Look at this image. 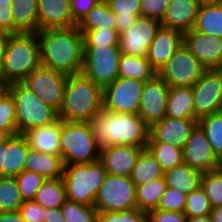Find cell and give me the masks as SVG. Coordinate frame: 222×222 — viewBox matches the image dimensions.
<instances>
[{
	"instance_id": "cell-1",
	"label": "cell",
	"mask_w": 222,
	"mask_h": 222,
	"mask_svg": "<svg viewBox=\"0 0 222 222\" xmlns=\"http://www.w3.org/2000/svg\"><path fill=\"white\" fill-rule=\"evenodd\" d=\"M41 65L66 75L80 73L84 63V38L77 26L35 33Z\"/></svg>"
},
{
	"instance_id": "cell-2",
	"label": "cell",
	"mask_w": 222,
	"mask_h": 222,
	"mask_svg": "<svg viewBox=\"0 0 222 222\" xmlns=\"http://www.w3.org/2000/svg\"><path fill=\"white\" fill-rule=\"evenodd\" d=\"M88 124L95 144L100 149L112 145L147 148L150 127L138 114H122L102 109Z\"/></svg>"
},
{
	"instance_id": "cell-3",
	"label": "cell",
	"mask_w": 222,
	"mask_h": 222,
	"mask_svg": "<svg viewBox=\"0 0 222 222\" xmlns=\"http://www.w3.org/2000/svg\"><path fill=\"white\" fill-rule=\"evenodd\" d=\"M103 109V89L82 72L68 75L58 117L68 122H88Z\"/></svg>"
},
{
	"instance_id": "cell-4",
	"label": "cell",
	"mask_w": 222,
	"mask_h": 222,
	"mask_svg": "<svg viewBox=\"0 0 222 222\" xmlns=\"http://www.w3.org/2000/svg\"><path fill=\"white\" fill-rule=\"evenodd\" d=\"M41 65L38 36L35 33L10 34L5 51L2 82H22Z\"/></svg>"
},
{
	"instance_id": "cell-5",
	"label": "cell",
	"mask_w": 222,
	"mask_h": 222,
	"mask_svg": "<svg viewBox=\"0 0 222 222\" xmlns=\"http://www.w3.org/2000/svg\"><path fill=\"white\" fill-rule=\"evenodd\" d=\"M107 172L100 160L86 164L64 165L63 182L68 200L94 206L99 187Z\"/></svg>"
},
{
	"instance_id": "cell-6",
	"label": "cell",
	"mask_w": 222,
	"mask_h": 222,
	"mask_svg": "<svg viewBox=\"0 0 222 222\" xmlns=\"http://www.w3.org/2000/svg\"><path fill=\"white\" fill-rule=\"evenodd\" d=\"M7 91L15 102L17 134H22L28 129L48 125L59 118L56 109L42 102L22 82L8 84Z\"/></svg>"
},
{
	"instance_id": "cell-7",
	"label": "cell",
	"mask_w": 222,
	"mask_h": 222,
	"mask_svg": "<svg viewBox=\"0 0 222 222\" xmlns=\"http://www.w3.org/2000/svg\"><path fill=\"white\" fill-rule=\"evenodd\" d=\"M60 144L64 165L86 164L100 160V148L95 144L88 122L62 120Z\"/></svg>"
},
{
	"instance_id": "cell-8",
	"label": "cell",
	"mask_w": 222,
	"mask_h": 222,
	"mask_svg": "<svg viewBox=\"0 0 222 222\" xmlns=\"http://www.w3.org/2000/svg\"><path fill=\"white\" fill-rule=\"evenodd\" d=\"M119 46H84L82 73L104 89L119 77Z\"/></svg>"
},
{
	"instance_id": "cell-9",
	"label": "cell",
	"mask_w": 222,
	"mask_h": 222,
	"mask_svg": "<svg viewBox=\"0 0 222 222\" xmlns=\"http://www.w3.org/2000/svg\"><path fill=\"white\" fill-rule=\"evenodd\" d=\"M98 212H121L136 206V185L127 176L107 174L94 201Z\"/></svg>"
},
{
	"instance_id": "cell-10",
	"label": "cell",
	"mask_w": 222,
	"mask_h": 222,
	"mask_svg": "<svg viewBox=\"0 0 222 222\" xmlns=\"http://www.w3.org/2000/svg\"><path fill=\"white\" fill-rule=\"evenodd\" d=\"M206 68L182 44L157 74L169 87L192 88Z\"/></svg>"
},
{
	"instance_id": "cell-11",
	"label": "cell",
	"mask_w": 222,
	"mask_h": 222,
	"mask_svg": "<svg viewBox=\"0 0 222 222\" xmlns=\"http://www.w3.org/2000/svg\"><path fill=\"white\" fill-rule=\"evenodd\" d=\"M144 82L118 77L103 89V109L122 114H138Z\"/></svg>"
},
{
	"instance_id": "cell-12",
	"label": "cell",
	"mask_w": 222,
	"mask_h": 222,
	"mask_svg": "<svg viewBox=\"0 0 222 222\" xmlns=\"http://www.w3.org/2000/svg\"><path fill=\"white\" fill-rule=\"evenodd\" d=\"M68 75L40 65L22 83L42 102L59 111Z\"/></svg>"
},
{
	"instance_id": "cell-13",
	"label": "cell",
	"mask_w": 222,
	"mask_h": 222,
	"mask_svg": "<svg viewBox=\"0 0 222 222\" xmlns=\"http://www.w3.org/2000/svg\"><path fill=\"white\" fill-rule=\"evenodd\" d=\"M192 91L197 120L221 111L222 72L219 69H206L192 87Z\"/></svg>"
},
{
	"instance_id": "cell-14",
	"label": "cell",
	"mask_w": 222,
	"mask_h": 222,
	"mask_svg": "<svg viewBox=\"0 0 222 222\" xmlns=\"http://www.w3.org/2000/svg\"><path fill=\"white\" fill-rule=\"evenodd\" d=\"M168 91L158 74L144 82L138 115L149 127L166 117Z\"/></svg>"
},
{
	"instance_id": "cell-15",
	"label": "cell",
	"mask_w": 222,
	"mask_h": 222,
	"mask_svg": "<svg viewBox=\"0 0 222 222\" xmlns=\"http://www.w3.org/2000/svg\"><path fill=\"white\" fill-rule=\"evenodd\" d=\"M160 22L147 17H138L124 33L119 35V47L123 54L147 57L148 49Z\"/></svg>"
},
{
	"instance_id": "cell-16",
	"label": "cell",
	"mask_w": 222,
	"mask_h": 222,
	"mask_svg": "<svg viewBox=\"0 0 222 222\" xmlns=\"http://www.w3.org/2000/svg\"><path fill=\"white\" fill-rule=\"evenodd\" d=\"M183 163L202 173L215 171L218 166V157L199 125L194 128L185 143Z\"/></svg>"
},
{
	"instance_id": "cell-17",
	"label": "cell",
	"mask_w": 222,
	"mask_h": 222,
	"mask_svg": "<svg viewBox=\"0 0 222 222\" xmlns=\"http://www.w3.org/2000/svg\"><path fill=\"white\" fill-rule=\"evenodd\" d=\"M183 44L206 69L221 67L222 38L209 36L192 29L183 33Z\"/></svg>"
},
{
	"instance_id": "cell-18",
	"label": "cell",
	"mask_w": 222,
	"mask_h": 222,
	"mask_svg": "<svg viewBox=\"0 0 222 222\" xmlns=\"http://www.w3.org/2000/svg\"><path fill=\"white\" fill-rule=\"evenodd\" d=\"M197 125V119L164 117L150 127L148 142H163L183 149L191 132Z\"/></svg>"
},
{
	"instance_id": "cell-19",
	"label": "cell",
	"mask_w": 222,
	"mask_h": 222,
	"mask_svg": "<svg viewBox=\"0 0 222 222\" xmlns=\"http://www.w3.org/2000/svg\"><path fill=\"white\" fill-rule=\"evenodd\" d=\"M183 44V33L160 26L155 33L154 39L151 42L147 60L151 66L158 72L169 59L173 56L175 51Z\"/></svg>"
},
{
	"instance_id": "cell-20",
	"label": "cell",
	"mask_w": 222,
	"mask_h": 222,
	"mask_svg": "<svg viewBox=\"0 0 222 222\" xmlns=\"http://www.w3.org/2000/svg\"><path fill=\"white\" fill-rule=\"evenodd\" d=\"M144 148L112 145L100 149V161L107 174L130 177L138 155Z\"/></svg>"
},
{
	"instance_id": "cell-21",
	"label": "cell",
	"mask_w": 222,
	"mask_h": 222,
	"mask_svg": "<svg viewBox=\"0 0 222 222\" xmlns=\"http://www.w3.org/2000/svg\"><path fill=\"white\" fill-rule=\"evenodd\" d=\"M39 31L77 26L70 0H37Z\"/></svg>"
},
{
	"instance_id": "cell-22",
	"label": "cell",
	"mask_w": 222,
	"mask_h": 222,
	"mask_svg": "<svg viewBox=\"0 0 222 222\" xmlns=\"http://www.w3.org/2000/svg\"><path fill=\"white\" fill-rule=\"evenodd\" d=\"M201 0H170L161 26L182 33L194 28Z\"/></svg>"
},
{
	"instance_id": "cell-23",
	"label": "cell",
	"mask_w": 222,
	"mask_h": 222,
	"mask_svg": "<svg viewBox=\"0 0 222 222\" xmlns=\"http://www.w3.org/2000/svg\"><path fill=\"white\" fill-rule=\"evenodd\" d=\"M61 128L62 120L58 118L48 125L28 129L22 135L31 149L42 153L61 155Z\"/></svg>"
},
{
	"instance_id": "cell-24",
	"label": "cell",
	"mask_w": 222,
	"mask_h": 222,
	"mask_svg": "<svg viewBox=\"0 0 222 222\" xmlns=\"http://www.w3.org/2000/svg\"><path fill=\"white\" fill-rule=\"evenodd\" d=\"M29 146L22 134L12 135L3 152V176L16 177L25 170Z\"/></svg>"
},
{
	"instance_id": "cell-25",
	"label": "cell",
	"mask_w": 222,
	"mask_h": 222,
	"mask_svg": "<svg viewBox=\"0 0 222 222\" xmlns=\"http://www.w3.org/2000/svg\"><path fill=\"white\" fill-rule=\"evenodd\" d=\"M64 164L61 155L42 153L29 148L25 170L35 172L45 179L63 177Z\"/></svg>"
},
{
	"instance_id": "cell-26",
	"label": "cell",
	"mask_w": 222,
	"mask_h": 222,
	"mask_svg": "<svg viewBox=\"0 0 222 222\" xmlns=\"http://www.w3.org/2000/svg\"><path fill=\"white\" fill-rule=\"evenodd\" d=\"M14 34L39 31L37 0H11Z\"/></svg>"
},
{
	"instance_id": "cell-27",
	"label": "cell",
	"mask_w": 222,
	"mask_h": 222,
	"mask_svg": "<svg viewBox=\"0 0 222 222\" xmlns=\"http://www.w3.org/2000/svg\"><path fill=\"white\" fill-rule=\"evenodd\" d=\"M166 117L177 119H196L192 88L169 87Z\"/></svg>"
},
{
	"instance_id": "cell-28",
	"label": "cell",
	"mask_w": 222,
	"mask_h": 222,
	"mask_svg": "<svg viewBox=\"0 0 222 222\" xmlns=\"http://www.w3.org/2000/svg\"><path fill=\"white\" fill-rule=\"evenodd\" d=\"M193 30L222 38V2H201Z\"/></svg>"
},
{
	"instance_id": "cell-29",
	"label": "cell",
	"mask_w": 222,
	"mask_h": 222,
	"mask_svg": "<svg viewBox=\"0 0 222 222\" xmlns=\"http://www.w3.org/2000/svg\"><path fill=\"white\" fill-rule=\"evenodd\" d=\"M202 175V172L190 168L185 163L175 166L163 174L168 188L186 195L200 187Z\"/></svg>"
},
{
	"instance_id": "cell-30",
	"label": "cell",
	"mask_w": 222,
	"mask_h": 222,
	"mask_svg": "<svg viewBox=\"0 0 222 222\" xmlns=\"http://www.w3.org/2000/svg\"><path fill=\"white\" fill-rule=\"evenodd\" d=\"M80 32H89L99 28L117 30L116 16L105 0H101L77 24Z\"/></svg>"
},
{
	"instance_id": "cell-31",
	"label": "cell",
	"mask_w": 222,
	"mask_h": 222,
	"mask_svg": "<svg viewBox=\"0 0 222 222\" xmlns=\"http://www.w3.org/2000/svg\"><path fill=\"white\" fill-rule=\"evenodd\" d=\"M119 77L132 78L140 81L152 79L157 71L151 66L147 57L121 54L118 67Z\"/></svg>"
},
{
	"instance_id": "cell-32",
	"label": "cell",
	"mask_w": 222,
	"mask_h": 222,
	"mask_svg": "<svg viewBox=\"0 0 222 222\" xmlns=\"http://www.w3.org/2000/svg\"><path fill=\"white\" fill-rule=\"evenodd\" d=\"M163 174L164 172L162 171L160 164L146 148L138 155L136 163L132 168L130 179L136 186H139L163 177Z\"/></svg>"
},
{
	"instance_id": "cell-33",
	"label": "cell",
	"mask_w": 222,
	"mask_h": 222,
	"mask_svg": "<svg viewBox=\"0 0 222 222\" xmlns=\"http://www.w3.org/2000/svg\"><path fill=\"white\" fill-rule=\"evenodd\" d=\"M167 188L164 176L136 186V206L146 214L157 209L160 198Z\"/></svg>"
},
{
	"instance_id": "cell-34",
	"label": "cell",
	"mask_w": 222,
	"mask_h": 222,
	"mask_svg": "<svg viewBox=\"0 0 222 222\" xmlns=\"http://www.w3.org/2000/svg\"><path fill=\"white\" fill-rule=\"evenodd\" d=\"M116 16L117 33L121 35L138 17H141V0H105Z\"/></svg>"
},
{
	"instance_id": "cell-35",
	"label": "cell",
	"mask_w": 222,
	"mask_h": 222,
	"mask_svg": "<svg viewBox=\"0 0 222 222\" xmlns=\"http://www.w3.org/2000/svg\"><path fill=\"white\" fill-rule=\"evenodd\" d=\"M66 200V190L62 178L46 179L34 198V201L43 208H60Z\"/></svg>"
},
{
	"instance_id": "cell-36",
	"label": "cell",
	"mask_w": 222,
	"mask_h": 222,
	"mask_svg": "<svg viewBox=\"0 0 222 222\" xmlns=\"http://www.w3.org/2000/svg\"><path fill=\"white\" fill-rule=\"evenodd\" d=\"M148 151L156 158L163 172L183 163V149L163 142H148Z\"/></svg>"
},
{
	"instance_id": "cell-37",
	"label": "cell",
	"mask_w": 222,
	"mask_h": 222,
	"mask_svg": "<svg viewBox=\"0 0 222 222\" xmlns=\"http://www.w3.org/2000/svg\"><path fill=\"white\" fill-rule=\"evenodd\" d=\"M24 200L18 189L16 178L0 177V213L19 211Z\"/></svg>"
},
{
	"instance_id": "cell-38",
	"label": "cell",
	"mask_w": 222,
	"mask_h": 222,
	"mask_svg": "<svg viewBox=\"0 0 222 222\" xmlns=\"http://www.w3.org/2000/svg\"><path fill=\"white\" fill-rule=\"evenodd\" d=\"M198 125L205 132L213 152L219 158L222 155V111L202 117L198 120Z\"/></svg>"
},
{
	"instance_id": "cell-39",
	"label": "cell",
	"mask_w": 222,
	"mask_h": 222,
	"mask_svg": "<svg viewBox=\"0 0 222 222\" xmlns=\"http://www.w3.org/2000/svg\"><path fill=\"white\" fill-rule=\"evenodd\" d=\"M65 222H98V211L94 206L66 200L60 207Z\"/></svg>"
},
{
	"instance_id": "cell-40",
	"label": "cell",
	"mask_w": 222,
	"mask_h": 222,
	"mask_svg": "<svg viewBox=\"0 0 222 222\" xmlns=\"http://www.w3.org/2000/svg\"><path fill=\"white\" fill-rule=\"evenodd\" d=\"M0 130L11 136L17 134L15 102L7 90L0 97Z\"/></svg>"
},
{
	"instance_id": "cell-41",
	"label": "cell",
	"mask_w": 222,
	"mask_h": 222,
	"mask_svg": "<svg viewBox=\"0 0 222 222\" xmlns=\"http://www.w3.org/2000/svg\"><path fill=\"white\" fill-rule=\"evenodd\" d=\"M211 208L222 206V178L216 171L205 172L201 178V185Z\"/></svg>"
},
{
	"instance_id": "cell-42",
	"label": "cell",
	"mask_w": 222,
	"mask_h": 222,
	"mask_svg": "<svg viewBox=\"0 0 222 222\" xmlns=\"http://www.w3.org/2000/svg\"><path fill=\"white\" fill-rule=\"evenodd\" d=\"M211 211V205L201 186L187 194L184 211L186 217L204 216L210 214Z\"/></svg>"
},
{
	"instance_id": "cell-43",
	"label": "cell",
	"mask_w": 222,
	"mask_h": 222,
	"mask_svg": "<svg viewBox=\"0 0 222 222\" xmlns=\"http://www.w3.org/2000/svg\"><path fill=\"white\" fill-rule=\"evenodd\" d=\"M15 178L18 184L19 192L24 201L34 200L38 189L46 180L43 176L28 170H24Z\"/></svg>"
},
{
	"instance_id": "cell-44",
	"label": "cell",
	"mask_w": 222,
	"mask_h": 222,
	"mask_svg": "<svg viewBox=\"0 0 222 222\" xmlns=\"http://www.w3.org/2000/svg\"><path fill=\"white\" fill-rule=\"evenodd\" d=\"M81 33L84 38V46H119L117 30L99 28Z\"/></svg>"
},
{
	"instance_id": "cell-45",
	"label": "cell",
	"mask_w": 222,
	"mask_h": 222,
	"mask_svg": "<svg viewBox=\"0 0 222 222\" xmlns=\"http://www.w3.org/2000/svg\"><path fill=\"white\" fill-rule=\"evenodd\" d=\"M186 197V194L167 187L160 198L157 209L184 212L186 208Z\"/></svg>"
},
{
	"instance_id": "cell-46",
	"label": "cell",
	"mask_w": 222,
	"mask_h": 222,
	"mask_svg": "<svg viewBox=\"0 0 222 222\" xmlns=\"http://www.w3.org/2000/svg\"><path fill=\"white\" fill-rule=\"evenodd\" d=\"M98 222H147V214L137 208L121 212H98Z\"/></svg>"
},
{
	"instance_id": "cell-47",
	"label": "cell",
	"mask_w": 222,
	"mask_h": 222,
	"mask_svg": "<svg viewBox=\"0 0 222 222\" xmlns=\"http://www.w3.org/2000/svg\"><path fill=\"white\" fill-rule=\"evenodd\" d=\"M170 0H141V16L161 22Z\"/></svg>"
},
{
	"instance_id": "cell-48",
	"label": "cell",
	"mask_w": 222,
	"mask_h": 222,
	"mask_svg": "<svg viewBox=\"0 0 222 222\" xmlns=\"http://www.w3.org/2000/svg\"><path fill=\"white\" fill-rule=\"evenodd\" d=\"M18 212L28 222H44L45 208L34 200L24 201Z\"/></svg>"
},
{
	"instance_id": "cell-49",
	"label": "cell",
	"mask_w": 222,
	"mask_h": 222,
	"mask_svg": "<svg viewBox=\"0 0 222 222\" xmlns=\"http://www.w3.org/2000/svg\"><path fill=\"white\" fill-rule=\"evenodd\" d=\"M186 220L184 212L155 209L147 213V222H186Z\"/></svg>"
},
{
	"instance_id": "cell-50",
	"label": "cell",
	"mask_w": 222,
	"mask_h": 222,
	"mask_svg": "<svg viewBox=\"0 0 222 222\" xmlns=\"http://www.w3.org/2000/svg\"><path fill=\"white\" fill-rule=\"evenodd\" d=\"M11 0H0V30L14 34V20L11 13Z\"/></svg>"
},
{
	"instance_id": "cell-51",
	"label": "cell",
	"mask_w": 222,
	"mask_h": 222,
	"mask_svg": "<svg viewBox=\"0 0 222 222\" xmlns=\"http://www.w3.org/2000/svg\"><path fill=\"white\" fill-rule=\"evenodd\" d=\"M101 0H71V15L78 24L81 19Z\"/></svg>"
},
{
	"instance_id": "cell-52",
	"label": "cell",
	"mask_w": 222,
	"mask_h": 222,
	"mask_svg": "<svg viewBox=\"0 0 222 222\" xmlns=\"http://www.w3.org/2000/svg\"><path fill=\"white\" fill-rule=\"evenodd\" d=\"M9 33L0 30V81H2V70L5 60V51L9 40Z\"/></svg>"
},
{
	"instance_id": "cell-53",
	"label": "cell",
	"mask_w": 222,
	"mask_h": 222,
	"mask_svg": "<svg viewBox=\"0 0 222 222\" xmlns=\"http://www.w3.org/2000/svg\"><path fill=\"white\" fill-rule=\"evenodd\" d=\"M44 222H65L60 208H45Z\"/></svg>"
},
{
	"instance_id": "cell-54",
	"label": "cell",
	"mask_w": 222,
	"mask_h": 222,
	"mask_svg": "<svg viewBox=\"0 0 222 222\" xmlns=\"http://www.w3.org/2000/svg\"><path fill=\"white\" fill-rule=\"evenodd\" d=\"M0 222H28L20 213L17 212H3L0 213Z\"/></svg>"
},
{
	"instance_id": "cell-55",
	"label": "cell",
	"mask_w": 222,
	"mask_h": 222,
	"mask_svg": "<svg viewBox=\"0 0 222 222\" xmlns=\"http://www.w3.org/2000/svg\"><path fill=\"white\" fill-rule=\"evenodd\" d=\"M209 215L212 222H222V206L213 208Z\"/></svg>"
},
{
	"instance_id": "cell-56",
	"label": "cell",
	"mask_w": 222,
	"mask_h": 222,
	"mask_svg": "<svg viewBox=\"0 0 222 222\" xmlns=\"http://www.w3.org/2000/svg\"><path fill=\"white\" fill-rule=\"evenodd\" d=\"M186 222H212L210 215L198 216V217H187Z\"/></svg>"
},
{
	"instance_id": "cell-57",
	"label": "cell",
	"mask_w": 222,
	"mask_h": 222,
	"mask_svg": "<svg viewBox=\"0 0 222 222\" xmlns=\"http://www.w3.org/2000/svg\"><path fill=\"white\" fill-rule=\"evenodd\" d=\"M11 135L4 130H0V145L5 144Z\"/></svg>"
},
{
	"instance_id": "cell-58",
	"label": "cell",
	"mask_w": 222,
	"mask_h": 222,
	"mask_svg": "<svg viewBox=\"0 0 222 222\" xmlns=\"http://www.w3.org/2000/svg\"><path fill=\"white\" fill-rule=\"evenodd\" d=\"M5 144L0 145V177L3 176V152Z\"/></svg>"
},
{
	"instance_id": "cell-59",
	"label": "cell",
	"mask_w": 222,
	"mask_h": 222,
	"mask_svg": "<svg viewBox=\"0 0 222 222\" xmlns=\"http://www.w3.org/2000/svg\"><path fill=\"white\" fill-rule=\"evenodd\" d=\"M7 90V85L0 81V97L3 95V93Z\"/></svg>"
},
{
	"instance_id": "cell-60",
	"label": "cell",
	"mask_w": 222,
	"mask_h": 222,
	"mask_svg": "<svg viewBox=\"0 0 222 222\" xmlns=\"http://www.w3.org/2000/svg\"><path fill=\"white\" fill-rule=\"evenodd\" d=\"M215 171L220 175V177L222 178V166L221 165H218L216 168H215Z\"/></svg>"
},
{
	"instance_id": "cell-61",
	"label": "cell",
	"mask_w": 222,
	"mask_h": 222,
	"mask_svg": "<svg viewBox=\"0 0 222 222\" xmlns=\"http://www.w3.org/2000/svg\"><path fill=\"white\" fill-rule=\"evenodd\" d=\"M201 2H222V0H201Z\"/></svg>"
},
{
	"instance_id": "cell-62",
	"label": "cell",
	"mask_w": 222,
	"mask_h": 222,
	"mask_svg": "<svg viewBox=\"0 0 222 222\" xmlns=\"http://www.w3.org/2000/svg\"><path fill=\"white\" fill-rule=\"evenodd\" d=\"M218 165L222 166V155L218 158Z\"/></svg>"
}]
</instances>
